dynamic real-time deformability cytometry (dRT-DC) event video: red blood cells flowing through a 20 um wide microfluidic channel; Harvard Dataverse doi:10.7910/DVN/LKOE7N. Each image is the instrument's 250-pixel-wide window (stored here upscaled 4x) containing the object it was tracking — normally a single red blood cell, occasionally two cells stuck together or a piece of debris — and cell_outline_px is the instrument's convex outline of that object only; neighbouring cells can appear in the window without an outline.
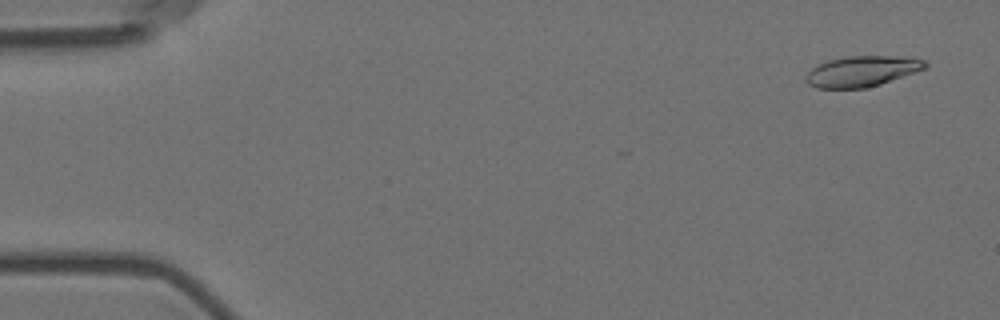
{"species": "Egyptian fruit bat (a non-hibernating species)", "species_latin": "Rousettus aegyptiacus", "temperature_condition": "room temperature", "stored_images_in_passage": 5, "camera_frame_rate_fps": 3000, "um_per_image_px": 0.085, "animal": {"sex": "female"}, "frame": {"image": 1, "passage_image": 1, "time_ms": 0.0, "image_size_px": [1000, 320], "cell_outline_px": [[928, 68], [880, 84], [864, 88], [816, 88], [808, 84], [804, 80], [804, 76], [812, 68], [828, 60], [848, 56], [908, 56], [924, 60], [928, 64]], "centroid_in_image_um": [73.29, 6.05], "position_along_channel_um": 11.7, "area_um2": 21.44}}
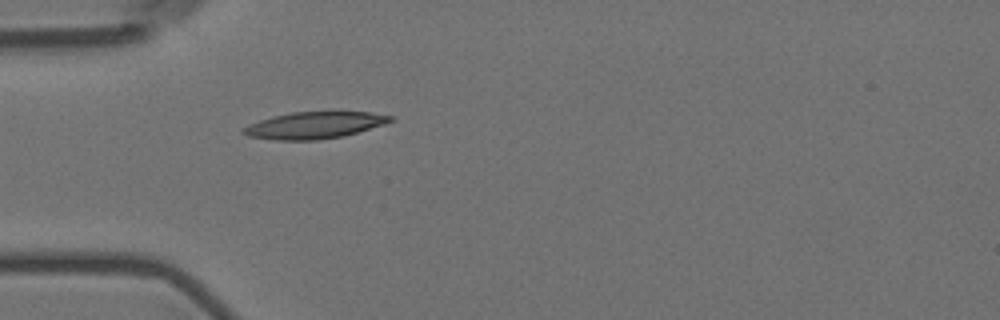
{"frame": {"image": 2, "passage_image": 5, "time_ms": 1.333, "image_size_px": [1000, 320], "cell_outline_px": [[392, 120], [384, 124], [344, 136], [316, 140], [276, 140], [248, 136], [240, 132], [244, 128], [260, 120], [272, 116], [292, 112], [372, 112], [392, 116]], "centroid_in_image_um": [26.72, 10.65], "position_along_channel_um": 58.3, "area_um2": 22.66}}